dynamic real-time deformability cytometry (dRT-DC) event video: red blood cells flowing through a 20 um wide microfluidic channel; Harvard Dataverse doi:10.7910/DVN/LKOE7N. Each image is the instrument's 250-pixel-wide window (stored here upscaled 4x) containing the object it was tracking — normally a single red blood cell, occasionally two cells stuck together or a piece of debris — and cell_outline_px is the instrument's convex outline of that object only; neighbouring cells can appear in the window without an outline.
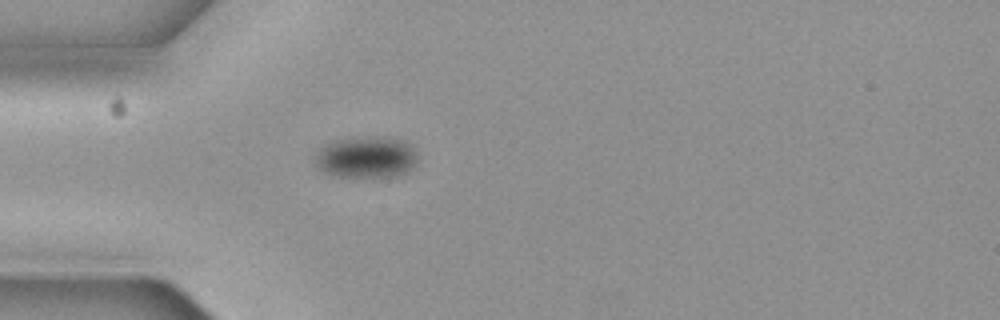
{"species": "common noctule bat (a hibernating species)", "species_latin": "Nyctalus noctula", "temperature_condition": "cold", "stored_images_in_passage": 1, "camera_frame_rate_fps": 3000, "um_per_image_px": 0.085, "animal": {"sex": "female", "body_mass_g": 19.3, "forearm_length_mm": 54.1}, "frame": {"image": 1, "passage_image": 1, "time_ms": 0.0, "image_size_px": [1000, 320], "cell_outline_px": [[416, 164], [408, 172], [396, 176], [336, 176], [324, 172], [316, 168], [316, 152], [320, 148], [336, 140], [376, 136], [380, 136], [400, 140], [408, 144], [416, 152]], "centroid_in_image_um": [31.13, 13.37], "position_along_channel_um": 53.9, "area_um2": 24.51}}